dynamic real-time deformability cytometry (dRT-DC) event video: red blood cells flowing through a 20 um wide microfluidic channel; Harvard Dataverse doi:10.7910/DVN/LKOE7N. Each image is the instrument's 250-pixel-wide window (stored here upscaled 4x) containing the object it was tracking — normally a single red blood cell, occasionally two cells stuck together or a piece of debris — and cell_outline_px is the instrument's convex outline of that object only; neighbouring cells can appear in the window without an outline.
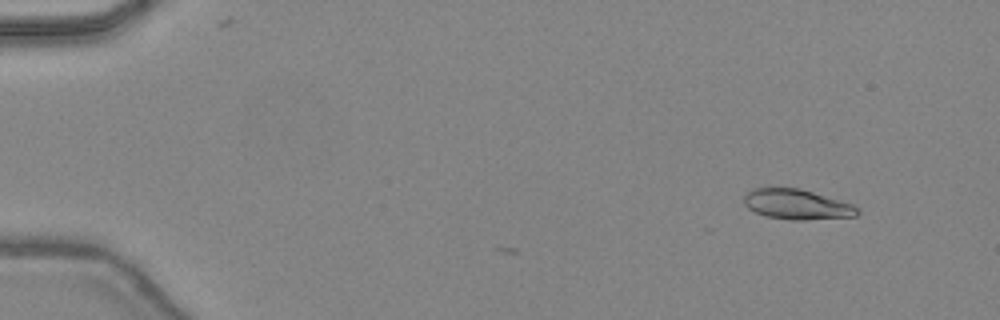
{"species": "common noctule bat (a hibernating species)", "species_latin": "Nyctalus noctula", "temperature_condition": "warm", "stored_images_in_passage": 4, "camera_frame_rate_fps": 3000, "um_per_image_px": 0.085, "animal": {"sex": "female", "body_mass_g": 24.6, "forearm_length_mm": 56.2}, "frame": {"image": 1, "passage_image": 4, "time_ms": 1.0, "image_size_px": [1000, 320], "cell_outline_px": [[860, 212], [856, 216], [804, 220], [792, 220], [764, 216], [748, 208], [744, 204], [744, 196], [752, 188], [800, 188], [852, 204]], "centroid_in_image_um": [67.71, 17.38], "position_along_channel_um": 17.3, "area_um2": 19.77}}